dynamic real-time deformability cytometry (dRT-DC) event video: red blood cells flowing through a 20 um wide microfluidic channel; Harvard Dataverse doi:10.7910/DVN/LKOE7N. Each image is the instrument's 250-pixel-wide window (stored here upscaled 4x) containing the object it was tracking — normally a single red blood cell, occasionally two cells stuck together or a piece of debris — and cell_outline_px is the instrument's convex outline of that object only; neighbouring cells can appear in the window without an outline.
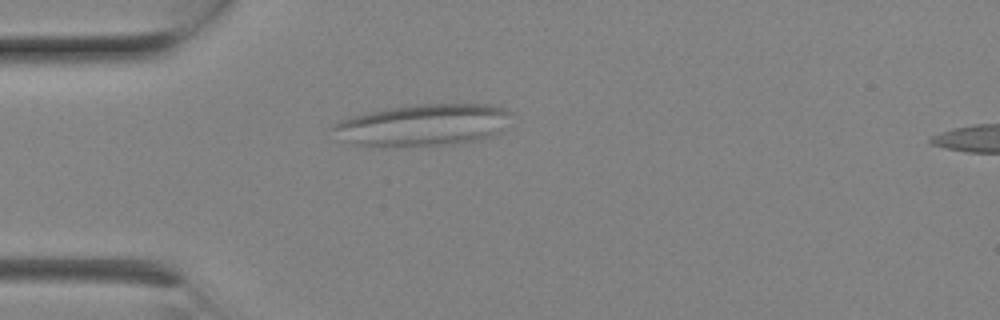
{"species": "Egyptian fruit bat (a non-hibernating species)", "species_latin": "Rousettus aegyptiacus", "temperature_condition": "room temperature", "stored_images_in_passage": 4, "camera_frame_rate_fps": 3000, "um_per_image_px": 0.085, "animal": {"sex": "female"}, "frame": {"image": 1, "passage_image": 1, "time_ms": 0.0, "image_size_px": [1000, 320], "cell_outline_px": [[512, 112], [500, 132], [492, 136], [460, 144], [396, 148], [356, 144], [344, 140], [332, 128], [332, 124], [340, 120], [368, 112], [388, 108], [416, 104], [492, 104], [504, 108]], "centroid_in_image_um": [35.99, 10.64], "position_along_channel_um": 49.0, "area_um2": 43.81}}